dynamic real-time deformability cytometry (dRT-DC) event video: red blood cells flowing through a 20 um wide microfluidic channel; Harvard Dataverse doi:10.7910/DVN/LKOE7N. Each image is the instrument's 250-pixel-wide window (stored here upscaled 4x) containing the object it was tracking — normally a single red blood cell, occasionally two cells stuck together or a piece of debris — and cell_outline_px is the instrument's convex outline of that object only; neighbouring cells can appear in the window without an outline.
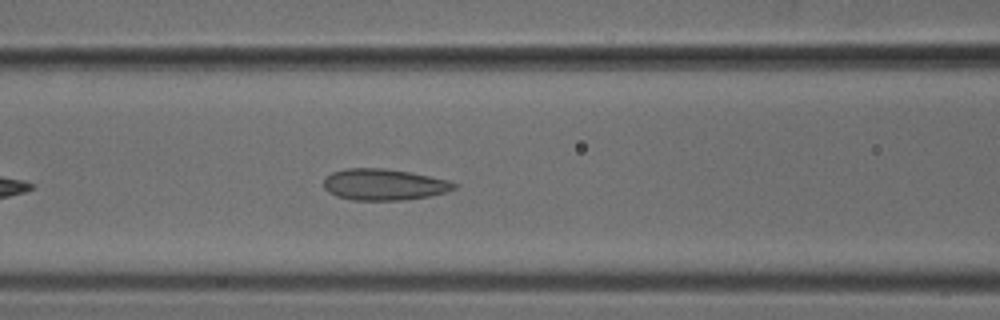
{"species": "common noctule bat (a hibernating species)", "species_latin": "Nyctalus noctula", "temperature_condition": "cold", "stored_images_in_passage": 39, "camera_frame_rate_fps": 3000, "um_per_image_px": 0.085, "animal": {"sex": "male", "body_mass_g": 18.8}, "frame": {"image": 1, "passage_image": 9, "time_ms": 2.667, "image_size_px": [1000, 320], "cell_outline_px": [[456, 188], [448, 192], [428, 196], [404, 200], [352, 200], [336, 196], [328, 192], [324, 188], [324, 176], [332, 172], [344, 168], [384, 168], [408, 172], [448, 180], [456, 184]], "centroid_in_image_um": [32.59, 15.69], "position_along_channel_um": 134.0, "area_um2": 23.87}}
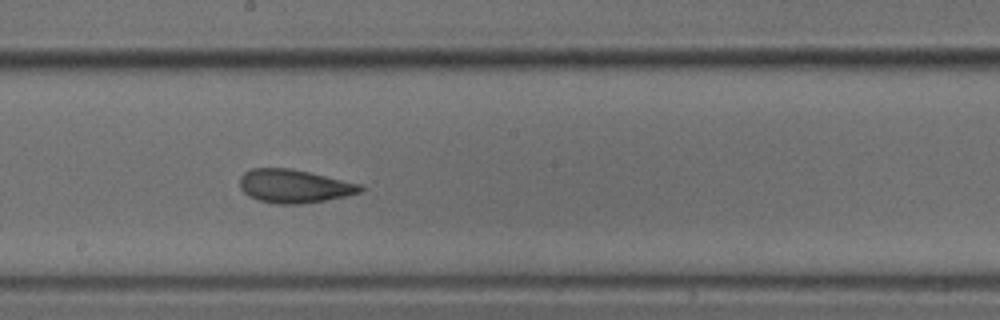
{"frame": {"image": 2, "passage_image": 16, "time_ms": 5.0, "image_size_px": [1000, 320], "cell_outline_px": [[364, 188], [360, 192], [344, 196], [324, 200], [300, 204], [276, 204], [260, 200], [248, 196], [240, 188], [240, 176], [244, 172], [252, 168], [292, 168], [360, 184]], "centroid_in_image_um": [24.96, 15.81], "position_along_channel_um": 223.2, "area_um2": 23.29}}
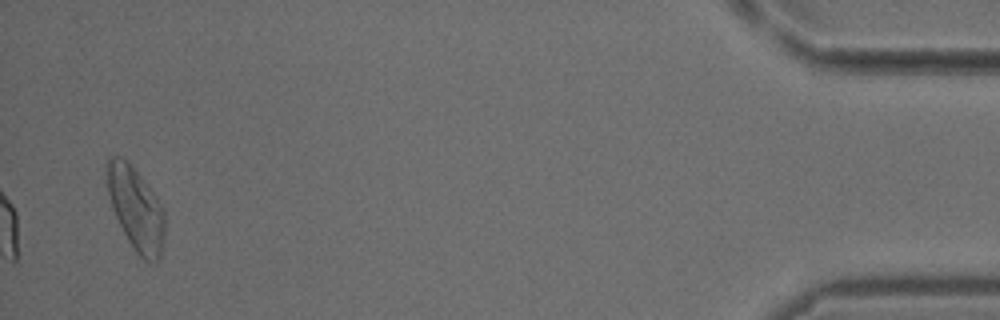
{"frame": {"image": 3, "passage_image": 38, "time_ms": 12.333, "image_size_px": [1000, 320], "cell_outline_px": [[164, 240], [160, 260], [156, 264], [144, 260], [136, 252], [128, 240], [112, 208], [108, 192], [104, 168], [104, 164], [112, 156], [120, 156], [140, 176], [156, 196], [164, 208]], "centroid_in_image_um": [11.55, 17.77], "position_along_channel_um": 423.6, "area_um2": 27.98}}